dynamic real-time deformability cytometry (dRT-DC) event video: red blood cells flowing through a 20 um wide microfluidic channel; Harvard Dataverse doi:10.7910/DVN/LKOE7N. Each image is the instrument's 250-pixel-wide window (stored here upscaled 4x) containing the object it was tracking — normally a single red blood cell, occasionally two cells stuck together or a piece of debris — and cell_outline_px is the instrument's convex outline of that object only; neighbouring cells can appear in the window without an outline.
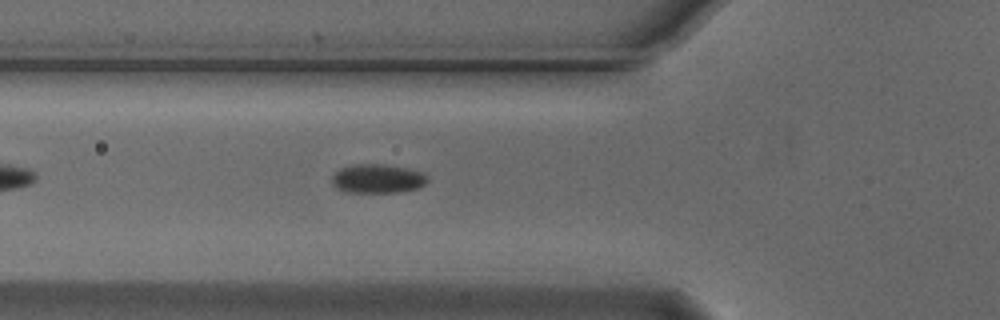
{"species": "Egyptian fruit bat (a non-hibernating species)", "species_latin": "Rousettus aegyptiacus", "temperature_condition": "cold", "stored_images_in_passage": 43, "camera_frame_rate_fps": 3000, "um_per_image_px": 0.085, "animal": {"sex": "male"}, "frame": {"image": 1, "passage_image": 8, "time_ms": 2.333, "image_size_px": [1000, 320], "cell_outline_px": [[428, 180], [420, 188], [400, 192], [348, 192], [336, 188], [332, 184], [332, 176], [340, 168], [356, 164], [380, 164], [404, 168], [424, 172], [428, 176]], "centroid_in_image_um": [32.11, 15.19], "position_along_channel_um": 93.7, "area_um2": 16.13}}
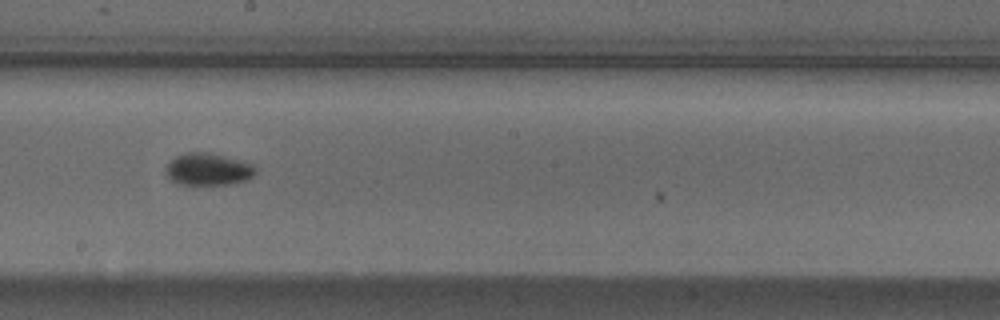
{"frame": {"image": 2, "passage_image": 19, "time_ms": 6.0, "image_size_px": [1000, 320], "cell_outline_px": [[256, 172], [252, 176], [244, 180], [232, 184], [176, 184], [164, 172], [164, 168], [176, 156], [188, 152], [208, 152], [252, 164], [256, 168]], "centroid_in_image_um": [17.65, 14.39], "position_along_channel_um": 230.5, "area_um2": 16.59}}
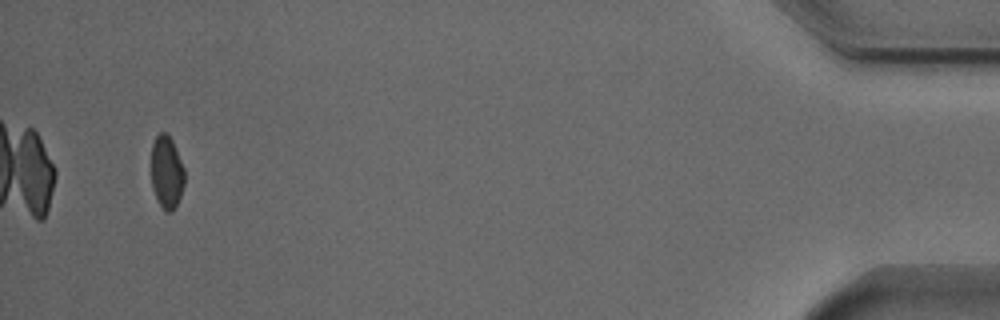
{"frame": {"image": 3, "passage_image": 41, "time_ms": 13.333, "image_size_px": [1000, 320], "cell_outline_px": [[184, 184], [176, 208], [172, 212], [168, 212], [160, 204], [152, 188], [152, 144], [156, 136], [160, 132], [168, 132], [172, 140], [184, 168]], "centroid_in_image_um": [14.18, 14.62], "position_along_channel_um": 421.0, "area_um2": 14.05}, "authors_computed_cell_mechanics": {"area_um2": 15.6638, "velocity_mm_per_s": 3.735, "shape_relaxation_time_tau1_ms": 3.2358, "shape_relaxation_time_tau2_ms": null, "deformation_change_tau1": 0.073, "deformation_change_tau2": null}}